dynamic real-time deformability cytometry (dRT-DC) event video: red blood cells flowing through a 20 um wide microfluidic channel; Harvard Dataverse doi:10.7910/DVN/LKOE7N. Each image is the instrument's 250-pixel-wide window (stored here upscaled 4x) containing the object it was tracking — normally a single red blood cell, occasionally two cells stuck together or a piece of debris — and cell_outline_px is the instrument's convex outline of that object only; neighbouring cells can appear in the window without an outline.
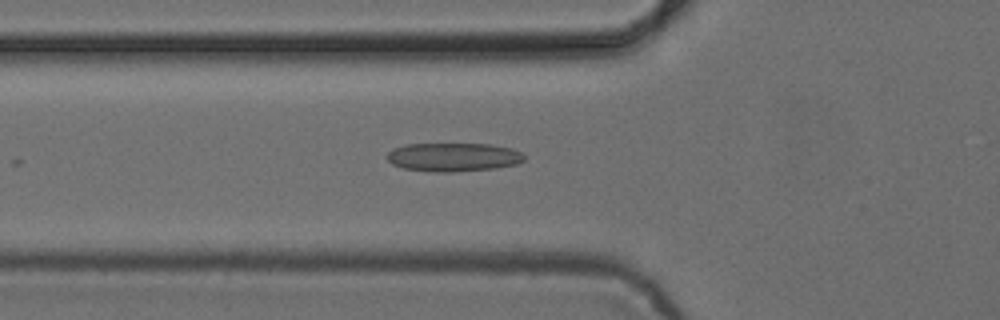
{"species": "common noctule bat (a hibernating species)", "species_latin": "Nyctalus noctula", "temperature_condition": "cold", "stored_images_in_passage": 9, "camera_frame_rate_fps": 3000, "um_per_image_px": 0.085, "animal": {"sex": "female", "body_mass_g": 24.6, "forearm_length_mm": 56.2}, "frame": {"image": 1, "passage_image": 4, "time_ms": 1.0, "image_size_px": [1000, 320], "cell_outline_px": [[524, 160], [516, 164], [496, 168], [452, 172], [432, 172], [404, 168], [392, 164], [388, 160], [388, 152], [392, 148], [404, 144], [488, 144], [512, 148], [520, 152], [524, 156]], "centroid_in_image_um": [38.52, 13.35], "position_along_channel_um": 87.3, "area_um2": 22.89}}
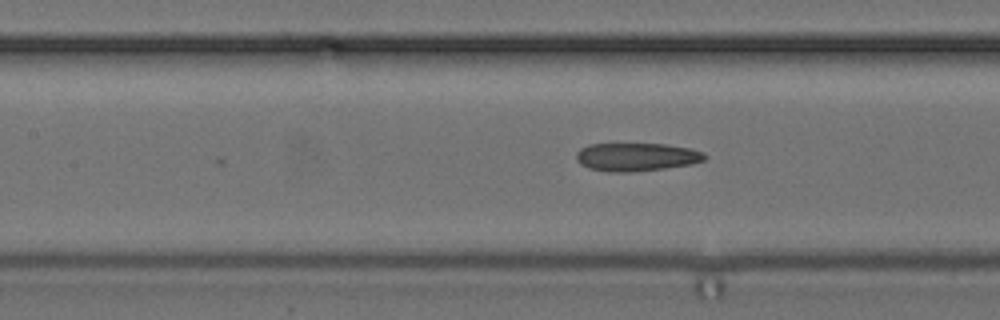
{"frame": {"image": 2, "passage_image": 9, "time_ms": 2.667, "image_size_px": [1000, 320], "cell_outline_px": [[708, 156], [704, 160], [692, 164], [664, 168], [632, 172], [608, 172], [588, 168], [580, 164], [576, 160], [576, 152], [580, 148], [588, 144], [664, 144], [688, 148], [704, 152]], "centroid_in_image_um": [54.07, 13.34], "position_along_channel_um": 153.3, "area_um2": 21.21}}